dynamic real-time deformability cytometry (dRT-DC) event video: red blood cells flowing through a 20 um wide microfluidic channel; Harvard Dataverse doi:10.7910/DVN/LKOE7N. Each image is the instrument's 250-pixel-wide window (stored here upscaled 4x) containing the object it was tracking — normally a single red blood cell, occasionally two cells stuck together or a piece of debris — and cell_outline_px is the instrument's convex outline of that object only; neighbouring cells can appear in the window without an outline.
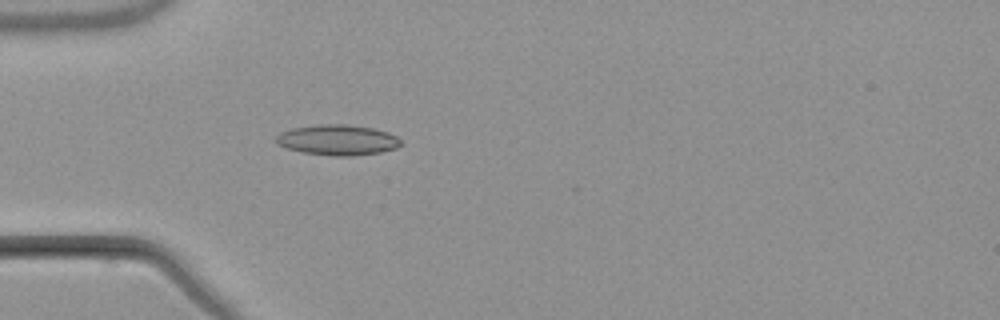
{"species": "common noctule bat (a hibernating species)", "species_latin": "Nyctalus noctula", "temperature_condition": "warm", "stored_images_in_passage": 1, "camera_frame_rate_fps": 3000, "um_per_image_px": 0.085, "animal": {"sex": "male", "body_mass_g": 21.5, "forearm_length_mm": 52.0}, "frame": {"image": 1, "passage_image": 1, "time_ms": 0.0, "image_size_px": [1000, 320], "cell_outline_px": [[400, 144], [396, 148], [380, 152], [352, 156], [332, 156], [304, 152], [288, 148], [276, 144], [272, 140], [280, 132], [292, 128], [320, 124], [344, 124], [372, 128], [388, 132], [396, 136], [400, 140]], "centroid_in_image_um": [28.65, 11.89], "position_along_channel_um": 56.3, "area_um2": 22.14}}